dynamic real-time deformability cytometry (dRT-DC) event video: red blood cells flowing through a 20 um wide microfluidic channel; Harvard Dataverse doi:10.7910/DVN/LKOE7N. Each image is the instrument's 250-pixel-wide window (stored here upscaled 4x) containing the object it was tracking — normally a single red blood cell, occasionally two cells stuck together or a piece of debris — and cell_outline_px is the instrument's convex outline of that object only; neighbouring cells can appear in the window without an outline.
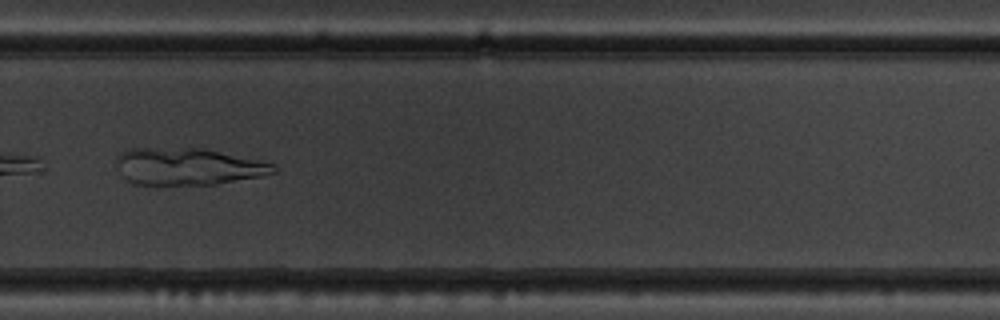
{"species": "common noctule bat (a hibernating species)", "species_latin": "Nyctalus noctula", "temperature_condition": "warm", "stored_images_in_passage": 52, "camera_frame_rate_fps": 3000, "um_per_image_px": 0.085, "animal": {"sex": "male", "body_mass_g": 19.5, "forearm_length_mm": 54.6}, "frame": {"image": 1, "passage_image": 37, "time_ms": 12.0, "image_size_px": [1000, 320], "cell_outline_px": [[276, 172], [264, 176], [216, 184], [132, 184], [124, 176], [116, 160], [116, 156], [124, 148], [204, 148], [256, 160], [272, 164], [276, 168]], "centroid_in_image_um": [15.95, 14.14], "position_along_channel_um": 313.8, "area_um2": 33.58}}